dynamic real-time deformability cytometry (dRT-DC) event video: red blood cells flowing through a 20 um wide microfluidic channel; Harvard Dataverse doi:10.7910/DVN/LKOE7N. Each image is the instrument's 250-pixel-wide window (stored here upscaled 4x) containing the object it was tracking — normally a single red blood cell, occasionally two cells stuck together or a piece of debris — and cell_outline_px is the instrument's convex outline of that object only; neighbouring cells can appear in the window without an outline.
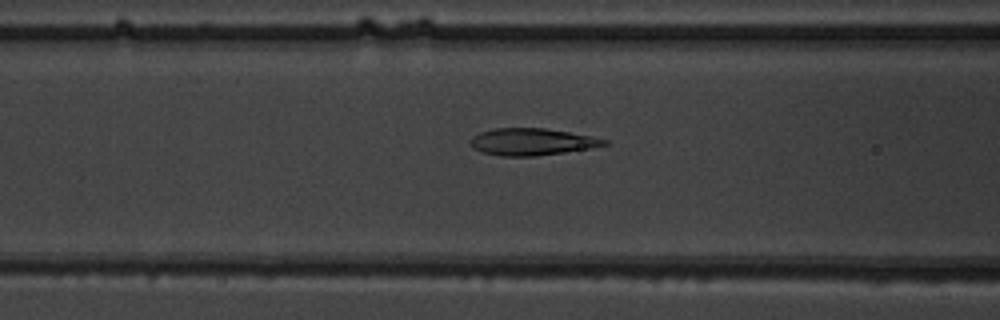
{"species": "common noctule bat (a hibernating species)", "species_latin": "Nyctalus noctula", "temperature_condition": "warm", "stored_images_in_passage": 51, "camera_frame_rate_fps": 3000, "um_per_image_px": 0.085, "animal": {"sex": "male", "body_mass_g": 19.5, "forearm_length_mm": 54.6}, "frame": {"image": 1, "passage_image": 21, "time_ms": 6.667, "image_size_px": [1000, 320], "cell_outline_px": [[608, 144], [592, 148], [536, 156], [500, 156], [484, 152], [472, 148], [468, 140], [472, 136], [480, 132], [496, 128], [544, 128], [568, 132], [608, 140]], "centroid_in_image_um": [45.16, 12.05], "position_along_channel_um": 121.4, "area_um2": 20.92}}
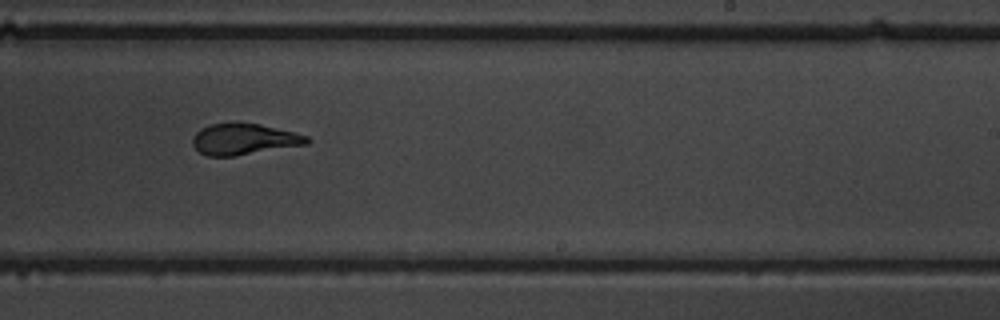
{"frame": {"image": 2, "passage_image": 32, "time_ms": 10.333, "image_size_px": [1000, 320], "cell_outline_px": [[312, 140], [308, 144], [232, 156], [208, 156], [200, 152], [192, 144], [192, 140], [196, 132], [200, 128], [212, 124], [260, 124], [308, 136]], "centroid_in_image_um": [20.74, 11.84], "position_along_channel_um": 268.3, "area_um2": 20.29}}
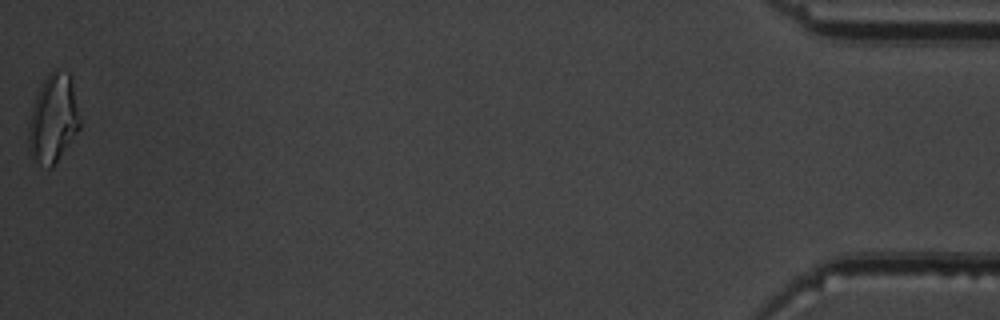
{"frame": {"image": 3, "passage_image": 51, "time_ms": 16.667, "image_size_px": [1000, 320], "cell_outline_px": [[84, 120], [80, 128], [52, 168], [48, 168], [36, 160], [32, 156], [28, 148], [28, 124], [32, 108], [40, 84], [48, 72], [56, 68], [68, 72], [72, 76]], "centroid_in_image_um": [4.59, 10.0], "position_along_channel_um": 430.6, "area_um2": 27.4}, "authors_computed_cell_mechanics": {"area_um2": 21.964, "velocity_mm_per_s": 4.0085, "shape_relaxation_time_tau1_ms": null, "shape_relaxation_time_tau2_ms": 1.1749, "deformation_change_tau1": null, "deformation_change_tau2": 0.0769}}